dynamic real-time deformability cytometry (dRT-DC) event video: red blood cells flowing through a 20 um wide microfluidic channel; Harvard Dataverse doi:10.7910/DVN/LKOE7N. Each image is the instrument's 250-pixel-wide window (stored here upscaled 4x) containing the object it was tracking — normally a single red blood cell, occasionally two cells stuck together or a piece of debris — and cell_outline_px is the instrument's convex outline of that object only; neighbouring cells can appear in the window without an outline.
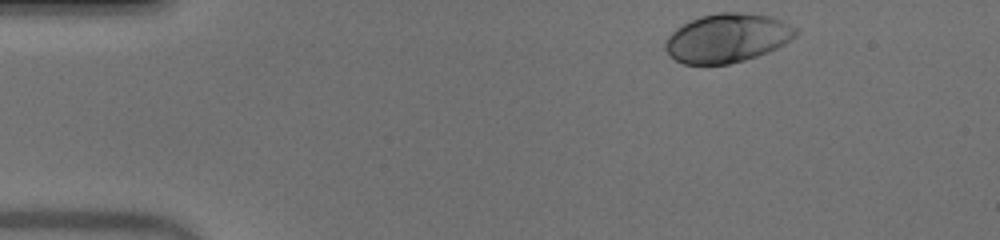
{"species": "human", "species_latin": "Homo sapiens", "temperature_condition": "warm", "stored_images_in_passage": 36, "camera_frame_rate_fps": 3000, "um_per_image_px": 0.085, "donor": {"sex": "male"}, "frame": {"image": 1, "passage_image": 1, "time_ms": 0.0, "image_size_px": [1000, 240], "cell_outline_px": [[800, 32], [796, 36], [784, 44], [768, 52], [744, 60], [728, 64], [684, 64], [676, 60], [664, 48], [664, 40], [676, 28], [700, 16], [720, 12], [740, 12], [768, 16], [780, 20], [796, 28]], "centroid_in_image_um": [61.81, 3.23], "position_along_channel_um": 23.2, "area_um2": 36.93}}
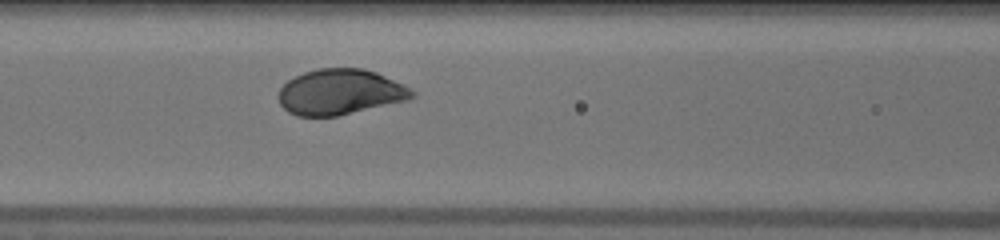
{"frame": {"image": 2, "passage_image": 16, "time_ms": 5.0, "image_size_px": [1000, 240], "cell_outline_px": [[416, 96], [408, 100], [336, 116], [296, 116], [288, 112], [280, 104], [280, 88], [288, 80], [304, 72], [316, 68], [364, 68], [376, 72], [404, 84], [416, 92]], "centroid_in_image_um": [28.94, 7.81], "position_along_channel_um": 137.7, "area_um2": 35.43}}
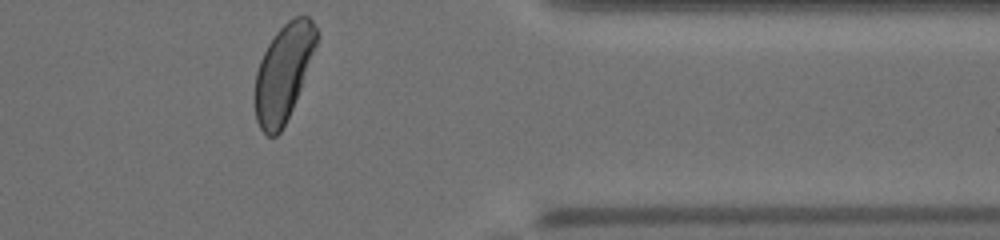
{"frame": {"image": 3, "passage_image": 36, "time_ms": 11.667, "image_size_px": [1000, 240], "cell_outline_px": [[320, 36], [300, 88], [292, 108], [280, 132], [276, 136], [268, 136], [260, 128], [256, 120], [256, 72], [260, 60], [268, 44], [276, 32], [288, 20], [296, 16], [308, 16], [312, 20]], "centroid_in_image_um": [24.11, 6.13], "position_along_channel_um": 387.3, "area_um2": 34.04}, "authors_computed_cell_mechanics": {"area_um2": 35.4603, "velocity_mm_per_s": 3.9845, "shape_relaxation_time_tau1_ms": 1.6977, "shape_relaxation_time_tau2_ms": null, "deformation_change_tau1": 0.1378, "deformation_change_tau2": null}}